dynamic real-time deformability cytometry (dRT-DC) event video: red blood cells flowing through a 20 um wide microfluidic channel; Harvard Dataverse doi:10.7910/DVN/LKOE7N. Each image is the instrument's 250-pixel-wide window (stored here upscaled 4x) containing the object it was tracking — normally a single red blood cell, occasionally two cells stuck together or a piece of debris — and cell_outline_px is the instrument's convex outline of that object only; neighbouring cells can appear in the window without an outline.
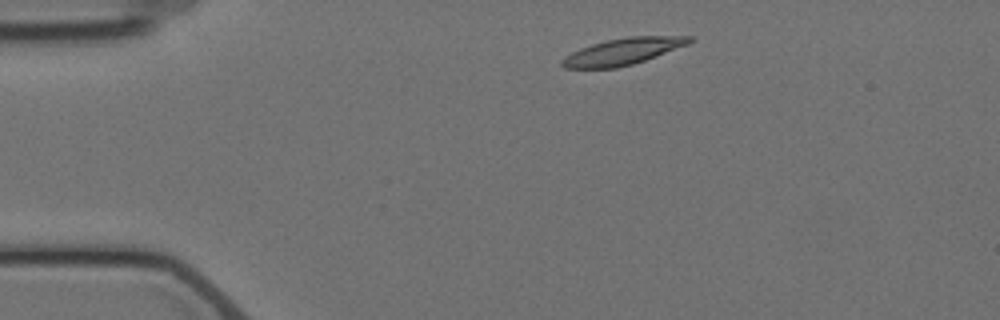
{"species": "Egyptian fruit bat (a non-hibernating species)", "species_latin": "Rousettus aegyptiacus", "temperature_condition": "cold", "stored_images_in_passage": 3, "camera_frame_rate_fps": 3000, "um_per_image_px": 0.085, "animal": {"sex": "female"}, "frame": {"image": 1, "passage_image": 1, "time_ms": 0.0, "image_size_px": [1000, 320], "cell_outline_px": [[692, 40], [688, 44], [644, 60], [632, 64], [616, 68], [564, 68], [560, 64], [560, 60], [564, 56], [580, 48], [592, 44], [608, 40], [628, 36], [692, 36]], "centroid_in_image_um": [52.89, 4.38], "position_along_channel_um": 32.1, "area_um2": 19.54}}
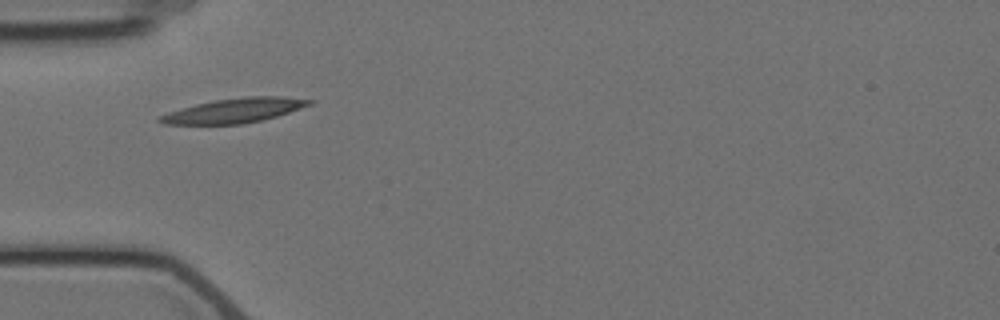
{"frame": {"image": 2, "passage_image": 2, "time_ms": 2.333, "image_size_px": [1000, 320], "cell_outline_px": [[312, 104], [276, 116], [260, 120], [240, 124], [164, 124], [156, 120], [160, 116], [168, 112], [196, 104], [216, 100], [248, 96], [280, 96], [312, 100]], "centroid_in_image_um": [19.89, 9.39], "position_along_channel_um": 65.1, "area_um2": 20.92}}
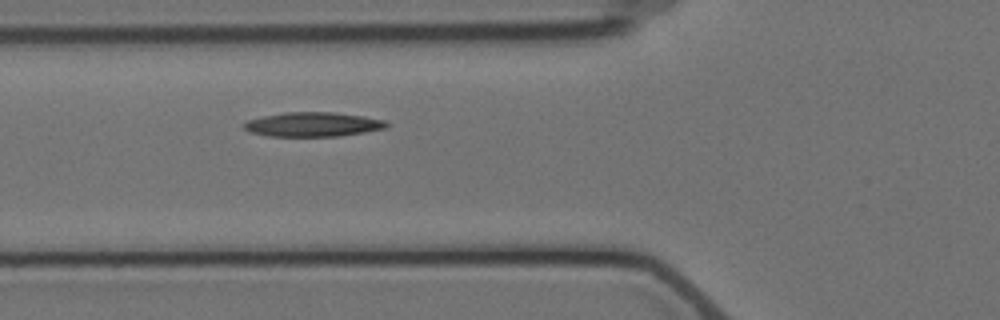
{"frame": {"image": 3, "passage_image": 3, "time_ms": 3.333, "image_size_px": [1000, 320], "cell_outline_px": [[392, 124], [384, 128], [364, 132], [340, 136], [268, 136], [248, 132], [244, 128], [244, 124], [248, 120], [264, 116], [288, 112], [332, 112], [364, 116], [384, 120]], "centroid_in_image_um": [26.61, 10.58], "position_along_channel_um": 99.2, "area_um2": 20.17}}